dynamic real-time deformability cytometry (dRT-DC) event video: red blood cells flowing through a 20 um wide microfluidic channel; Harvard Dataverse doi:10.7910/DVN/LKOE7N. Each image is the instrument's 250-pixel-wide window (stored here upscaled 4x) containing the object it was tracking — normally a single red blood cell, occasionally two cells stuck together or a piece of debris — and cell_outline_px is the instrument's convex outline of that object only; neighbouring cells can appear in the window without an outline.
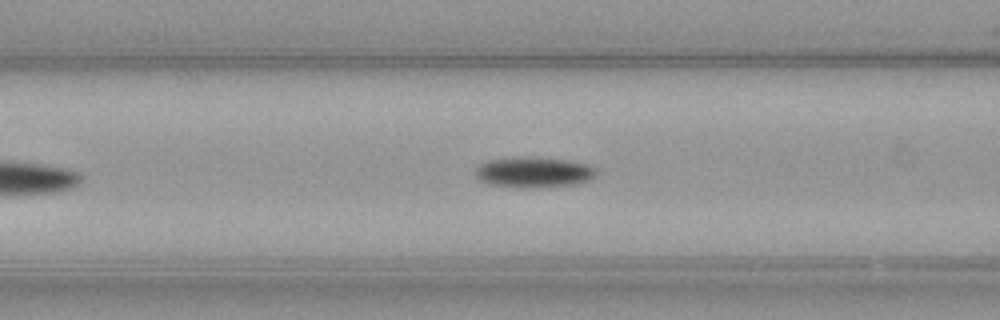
{"species": "common noctule bat (a hibernating species)", "species_latin": "Nyctalus noctula", "temperature_condition": "warm", "stored_images_in_passage": 27, "camera_frame_rate_fps": 3000, "um_per_image_px": 0.085, "animal": {"sex": "female", "body_mass_g": 21.9}, "frame": {"image": 1, "passage_image": 11, "time_ms": 3.333, "image_size_px": [1000, 320], "cell_outline_px": [[596, 176], [588, 180], [576, 184], [544, 188], [516, 188], [488, 184], [480, 180], [476, 176], [476, 168], [480, 164], [492, 160], [572, 160], [588, 164], [596, 168]], "centroid_in_image_um": [45.43, 14.72], "position_along_channel_um": 121.2, "area_um2": 20.75}}
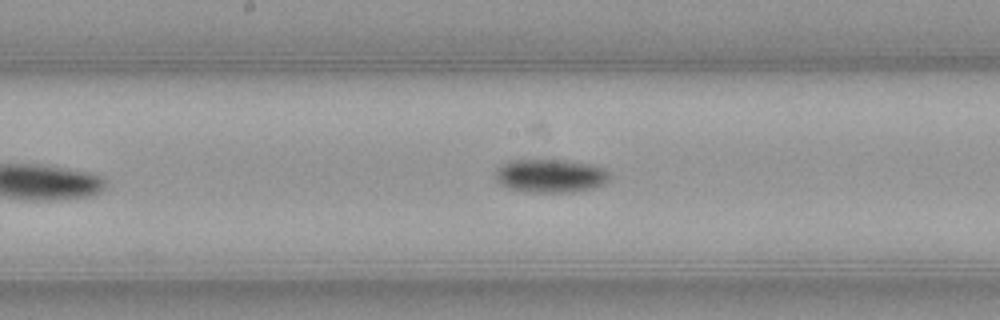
{"frame": {"image": 2, "passage_image": 17, "time_ms": 5.333, "image_size_px": [1000, 320], "cell_outline_px": [[612, 176], [604, 184], [592, 188], [572, 192], [524, 192], [508, 188], [500, 184], [496, 180], [492, 172], [496, 168], [508, 160], [524, 156], [532, 156], [568, 160], [592, 164], [608, 168]], "centroid_in_image_um": [46.73, 14.87], "position_along_channel_um": 201.5, "area_um2": 23.87}}
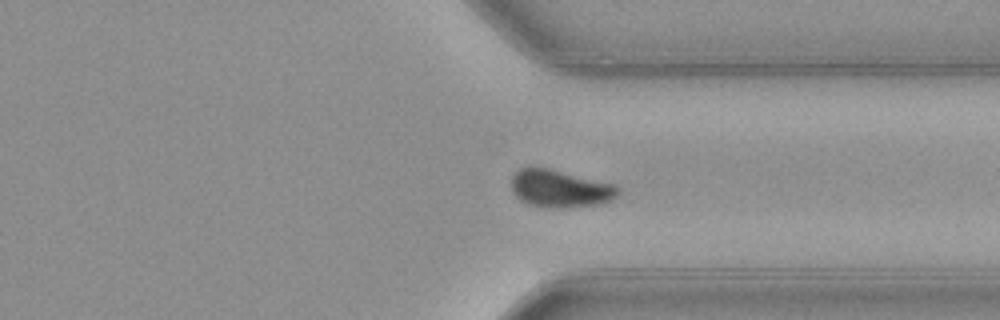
{"frame": {"image": 3, "passage_image": 26, "time_ms": 8.333, "image_size_px": [1000, 320], "cell_outline_px": [[620, 192], [612, 200], [604, 204], [548, 208], [528, 204], [520, 200], [512, 192], [512, 176], [520, 168], [548, 168], [616, 184], [620, 188]], "centroid_in_image_um": [47.64, 16.04], "position_along_channel_um": 363.8, "area_um2": 23.35}}